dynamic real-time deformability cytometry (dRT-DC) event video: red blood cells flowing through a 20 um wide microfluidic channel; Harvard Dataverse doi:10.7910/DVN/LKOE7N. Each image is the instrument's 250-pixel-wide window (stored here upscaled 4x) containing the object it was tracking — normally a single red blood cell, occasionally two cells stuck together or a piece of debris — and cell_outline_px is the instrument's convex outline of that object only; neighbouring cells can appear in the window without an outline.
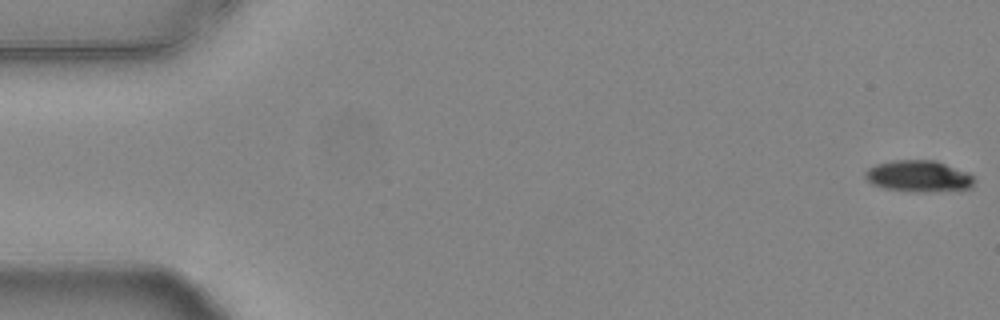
{"species": "common noctule bat (a hibernating species)", "species_latin": "Nyctalus noctula", "temperature_condition": "warm", "stored_images_in_passage": 55, "camera_frame_rate_fps": 3000, "um_per_image_px": 0.085, "animal": {"sex": "female", "body_mass_g": 24.6, "forearm_length_mm": 56.2}, "frame": {"image": 1, "passage_image": 1, "time_ms": 0.0, "image_size_px": [1000, 320], "cell_outline_px": [[976, 180], [972, 188], [924, 192], [912, 192], [884, 188], [872, 184], [864, 176], [864, 172], [868, 168], [876, 164], [892, 160], [936, 160], [968, 172]], "centroid_in_image_um": [78.09, 14.97], "position_along_channel_um": 6.9, "area_um2": 20.17}}
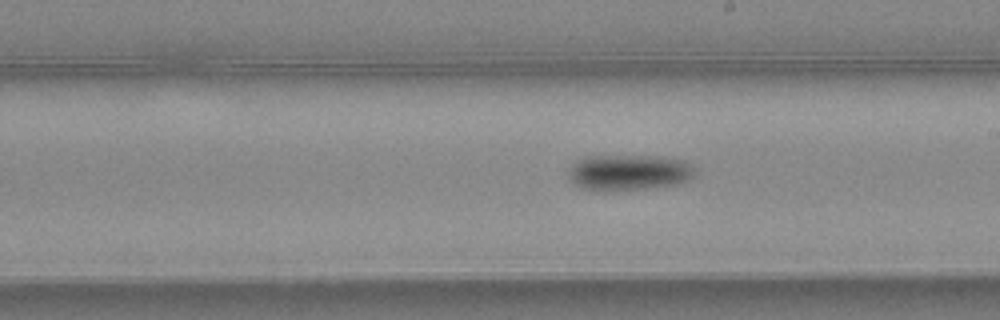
{"frame": {"image": 2, "passage_image": 31, "time_ms": 10.0, "image_size_px": [1000, 320], "cell_outline_px": [[696, 176], [680, 184], [608, 192], [584, 188], [572, 184], [568, 180], [568, 168], [576, 160], [584, 156], [656, 156], [684, 160], [692, 168]], "centroid_in_image_um": [53.38, 14.66], "position_along_channel_um": 235.6, "area_um2": 26.76}}
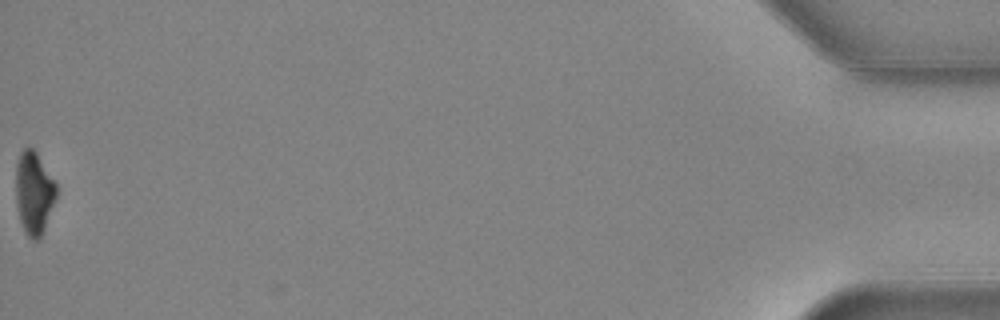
{"frame": {"image": 3, "passage_image": 55, "time_ms": 18.0, "image_size_px": [1000, 320], "cell_outline_px": [[56, 196], [44, 232], [40, 240], [32, 240], [24, 232], [20, 220], [16, 204], [16, 164], [20, 152], [24, 148], [32, 148], [36, 152], [56, 184]], "centroid_in_image_um": [2.87, 16.44], "position_along_channel_um": 432.3, "area_um2": 19.48}, "authors_computed_cell_mechanics": {"area_um2": 23.12, "velocity_mm_per_s": 3.7927, "shape_relaxation_time_tau1_ms": 3.9591, "shape_relaxation_time_tau2_ms": null, "deformation_change_tau1": 0.134, "deformation_change_tau2": null}}